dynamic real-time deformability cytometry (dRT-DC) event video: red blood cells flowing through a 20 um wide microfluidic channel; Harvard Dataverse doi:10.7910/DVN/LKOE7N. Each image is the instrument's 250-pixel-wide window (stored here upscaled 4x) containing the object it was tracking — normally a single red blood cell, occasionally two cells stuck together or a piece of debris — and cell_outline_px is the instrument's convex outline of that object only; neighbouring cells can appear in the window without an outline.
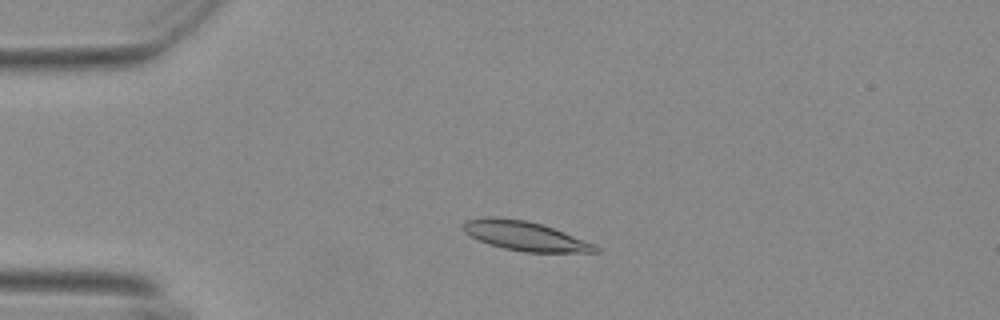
{"species": "Egyptian fruit bat (a non-hibernating species)", "species_latin": "Rousettus aegyptiacus", "temperature_condition": "warm", "stored_images_in_passage": 49, "camera_frame_rate_fps": 3000, "um_per_image_px": 0.085, "animal": {"sex": "female"}, "frame": {"image": 1, "passage_image": 7, "time_ms": 2.0, "image_size_px": [1000, 320], "cell_outline_px": [[600, 252], [524, 252], [504, 248], [488, 244], [464, 232], [464, 220], [488, 216], [500, 216], [528, 220], [564, 232], [596, 244], [600, 248]], "centroid_in_image_um": [44.63, 20.04], "position_along_channel_um": 40.4, "area_um2": 22.66}}
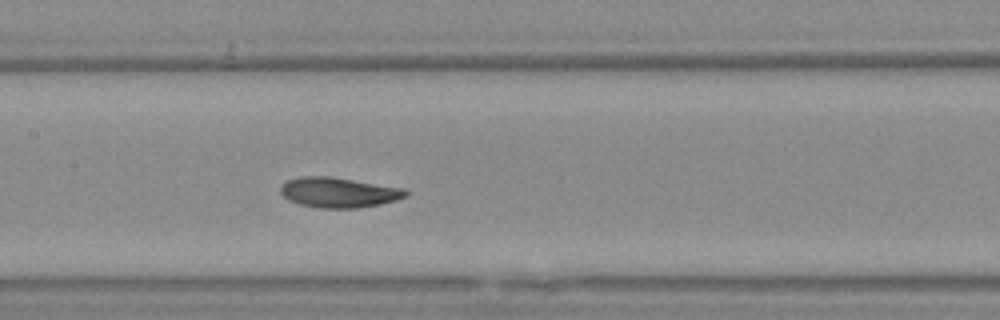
{"frame": {"image": 2, "passage_image": 21, "time_ms": 6.667, "image_size_px": [1000, 320], "cell_outline_px": [[408, 196], [396, 200], [380, 204], [356, 208], [320, 208], [300, 204], [288, 200], [280, 192], [280, 184], [288, 180], [300, 176], [328, 176], [404, 188], [408, 192]], "centroid_in_image_um": [28.77, 16.35], "position_along_channel_um": 178.6, "area_um2": 21.96}}
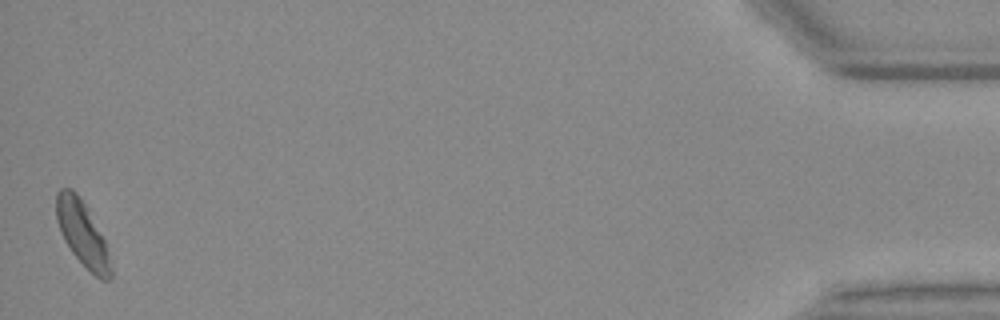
{"frame": {"image": 3, "passage_image": 49, "time_ms": 16.0, "image_size_px": [1000, 320], "cell_outline_px": [[112, 280], [100, 280], [72, 252], [64, 240], [56, 220], [56, 192], [60, 188], [72, 188], [76, 192], [88, 208], [104, 240], [112, 268]], "centroid_in_image_um": [6.99, 19.83], "position_along_channel_um": 428.2, "area_um2": 20.4}, "authors_computed_cell_mechanics": {"area_um2": 21.8484, "velocity_mm_per_s": 3.6513, "shape_relaxation_time_tau1_ms": 3.542, "shape_relaxation_time_tau2_ms": 2.233, "deformation_change_tau1": 0.1154, "deformation_change_tau2": 0.0774}}